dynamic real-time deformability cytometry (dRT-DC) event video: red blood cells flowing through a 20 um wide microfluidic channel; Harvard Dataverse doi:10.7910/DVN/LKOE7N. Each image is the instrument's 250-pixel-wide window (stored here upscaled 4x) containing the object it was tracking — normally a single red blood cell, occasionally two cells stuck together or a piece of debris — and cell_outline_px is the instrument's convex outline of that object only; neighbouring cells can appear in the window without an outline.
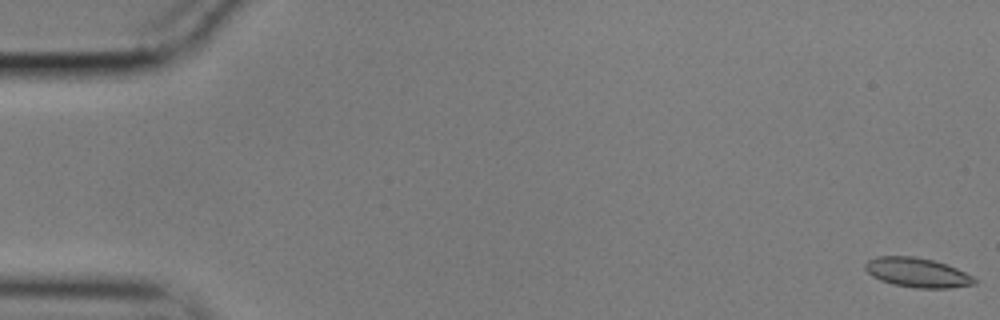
{"species": "common noctule bat (a hibernating species)", "species_latin": "Nyctalus noctula", "temperature_condition": "cold", "stored_images_in_passage": 57, "camera_frame_rate_fps": 3000, "um_per_image_px": 0.085, "animal": {"sex": "male", "body_mass_g": 17.9}, "frame": {"image": 1, "passage_image": 1, "time_ms": 0.0, "image_size_px": [1000, 320], "cell_outline_px": [[976, 284], [948, 288], [916, 288], [892, 284], [880, 280], [872, 276], [864, 268], [864, 264], [868, 260], [876, 256], [916, 256], [948, 264], [972, 276], [976, 280]], "centroid_in_image_um": [77.95, 23.16], "position_along_channel_um": 7.1, "area_um2": 18.84}}
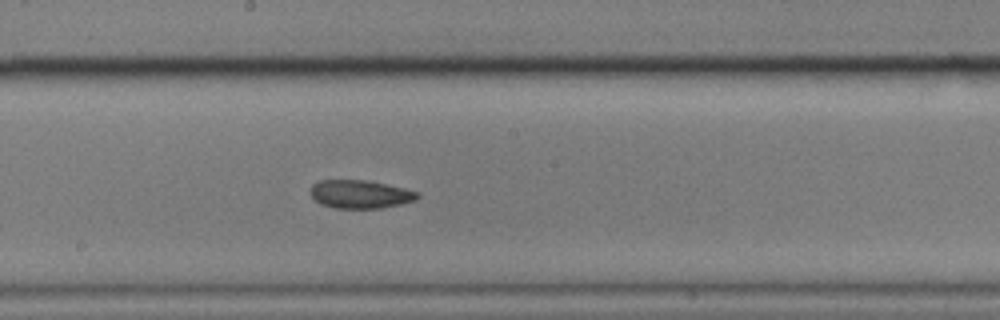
{"frame": {"image": 2, "passage_image": 31, "time_ms": 10.0, "image_size_px": [1000, 320], "cell_outline_px": [[420, 196], [416, 200], [400, 204], [380, 208], [336, 208], [320, 204], [308, 192], [312, 184], [320, 180], [364, 180], [404, 188], [420, 192]], "centroid_in_image_um": [30.6, 16.51], "position_along_channel_um": 217.6, "area_um2": 17.63}}
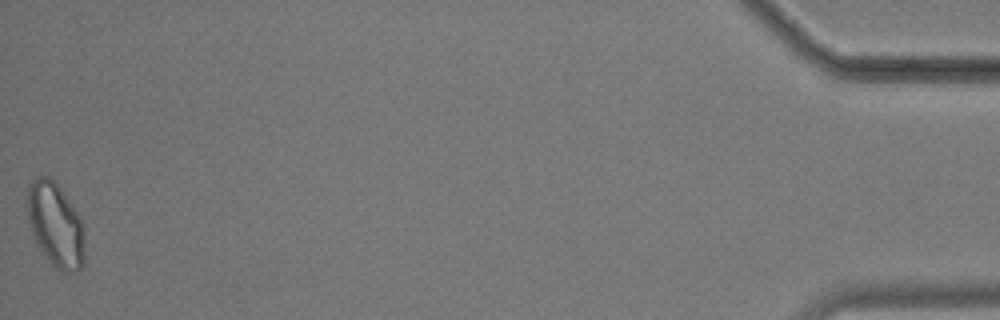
{"frame": {"image": 3, "passage_image": 57, "time_ms": 18.667, "image_size_px": [1000, 320], "cell_outline_px": [[84, 264], [76, 272], [64, 272], [56, 268], [40, 248], [32, 232], [28, 220], [28, 180], [36, 176], [48, 176], [60, 188], [76, 212], [80, 220], [84, 236]], "centroid_in_image_um": [4.71, 19.1], "position_along_channel_um": 430.5, "area_um2": 27.63}, "authors_computed_cell_mechanics": {"area_um2": 18.3804, "velocity_mm_per_s": 3.5399, "shape_relaxation_time_tau1_ms": 8.3775, "shape_relaxation_time_tau2_ms": 3.5404, "deformation_change_tau1": 0.1449, "deformation_change_tau2": 0.0941}}